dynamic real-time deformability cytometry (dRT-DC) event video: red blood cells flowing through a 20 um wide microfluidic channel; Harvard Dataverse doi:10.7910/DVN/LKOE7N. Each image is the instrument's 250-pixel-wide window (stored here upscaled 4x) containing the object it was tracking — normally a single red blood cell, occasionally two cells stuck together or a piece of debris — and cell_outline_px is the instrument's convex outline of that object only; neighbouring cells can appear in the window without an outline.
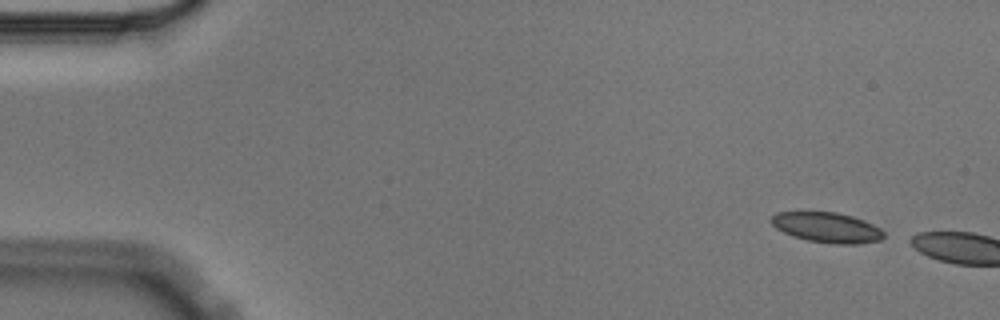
{"species": "Egyptian fruit bat (a non-hibernating species)", "species_latin": "Rousettus aegyptiacus", "temperature_condition": "cold", "stored_images_in_passage": 2, "camera_frame_rate_fps": 3000, "um_per_image_px": 0.085, "animal": {"sex": "male"}, "frame": {"image": 1, "passage_image": 1, "time_ms": 0.0, "image_size_px": [1000, 320], "cell_outline_px": [[884, 236], [880, 240], [856, 244], [832, 244], [808, 240], [792, 236], [776, 228], [768, 220], [776, 212], [836, 212], [852, 216], [864, 220], [880, 228], [884, 232]], "centroid_in_image_um": [70.28, 19.33], "position_along_channel_um": 14.7, "area_um2": 19.83}}